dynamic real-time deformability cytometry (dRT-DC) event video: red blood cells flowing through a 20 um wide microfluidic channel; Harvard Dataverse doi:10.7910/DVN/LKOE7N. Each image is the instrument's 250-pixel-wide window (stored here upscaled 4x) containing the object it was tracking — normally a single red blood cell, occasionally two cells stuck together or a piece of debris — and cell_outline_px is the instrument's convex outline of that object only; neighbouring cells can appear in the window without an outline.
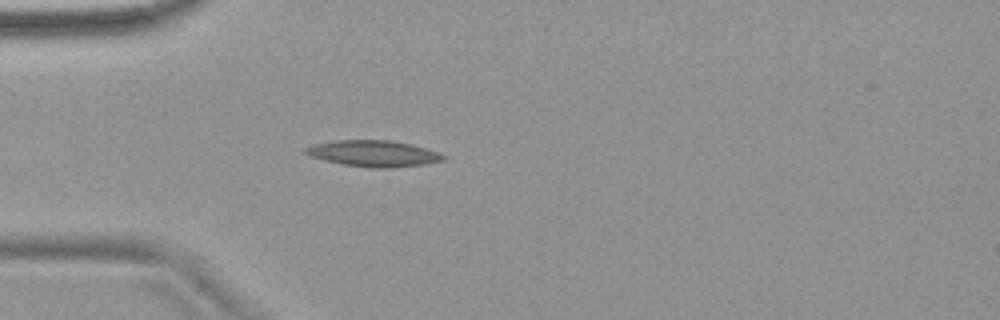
{"species": "common noctule bat (a hibernating species)", "species_latin": "Nyctalus noctula", "temperature_condition": "warm", "stored_images_in_passage": 44, "segment_of_instrument_passage": [1, 2], "camera_frame_rate_fps": 3000, "um_per_image_px": 0.085, "animal": {"sex": "female", "body_mass_g": 18.4}, "frame": {"image": 1, "passage_image": 9, "time_ms": 2.667, "image_size_px": [1000, 320], "cell_outline_px": [[448, 156], [444, 160], [424, 164], [392, 168], [372, 168], [344, 164], [324, 160], [312, 156], [304, 152], [304, 148], [312, 144], [336, 140], [388, 140], [408, 144], [440, 152]], "centroid_in_image_um": [31.76, 13.05], "position_along_channel_um": 53.2, "area_um2": 20.92}}
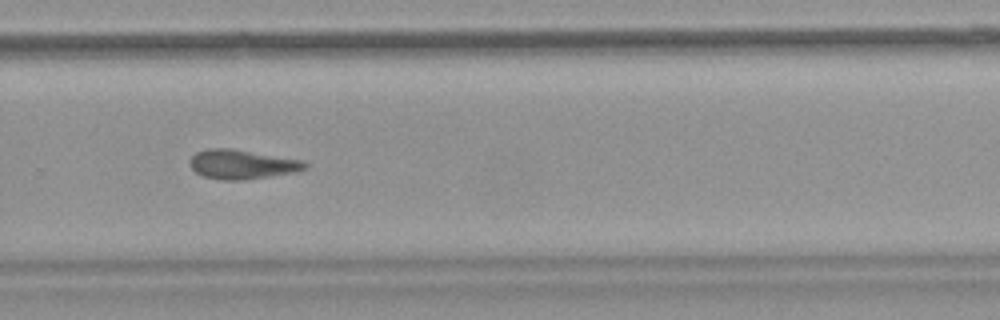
{"frame": {"image": 2, "passage_image": 30, "time_ms": 9.667, "image_size_px": [1000, 320], "cell_outline_px": [[308, 168], [292, 172], [244, 180], [220, 180], [204, 176], [196, 172], [188, 164], [188, 160], [196, 152], [208, 148], [232, 148], [304, 160], [308, 164]], "centroid_in_image_um": [20.55, 13.95], "position_along_channel_um": 309.3, "area_um2": 19.77}}
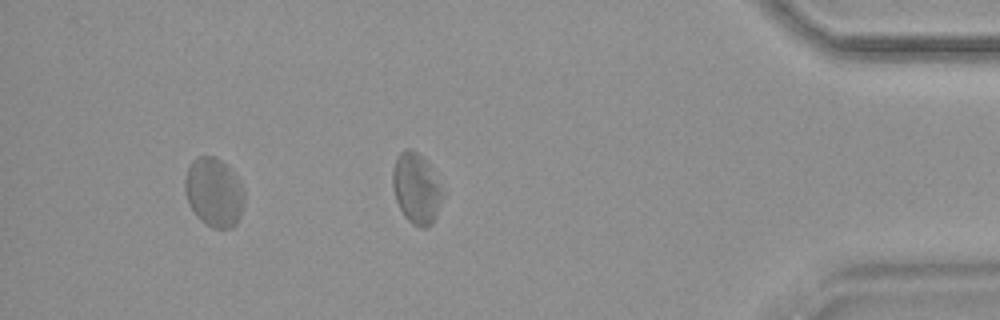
{"frame": {"image": 3, "passage_image": 40, "time_ms": 13.0, "image_size_px": [1000, 320], "cell_outline_px": [[244, 200], [240, 216], [236, 224], [232, 228], [212, 228], [204, 224], [196, 216], [188, 200], [184, 188], [184, 180], [188, 168], [192, 160], [200, 156], [216, 156], [232, 172], [240, 184], [244, 192]], "centroid_in_image_um": [18.17, 16.37], "position_along_channel_um": 417.0, "area_um2": 23.64}}